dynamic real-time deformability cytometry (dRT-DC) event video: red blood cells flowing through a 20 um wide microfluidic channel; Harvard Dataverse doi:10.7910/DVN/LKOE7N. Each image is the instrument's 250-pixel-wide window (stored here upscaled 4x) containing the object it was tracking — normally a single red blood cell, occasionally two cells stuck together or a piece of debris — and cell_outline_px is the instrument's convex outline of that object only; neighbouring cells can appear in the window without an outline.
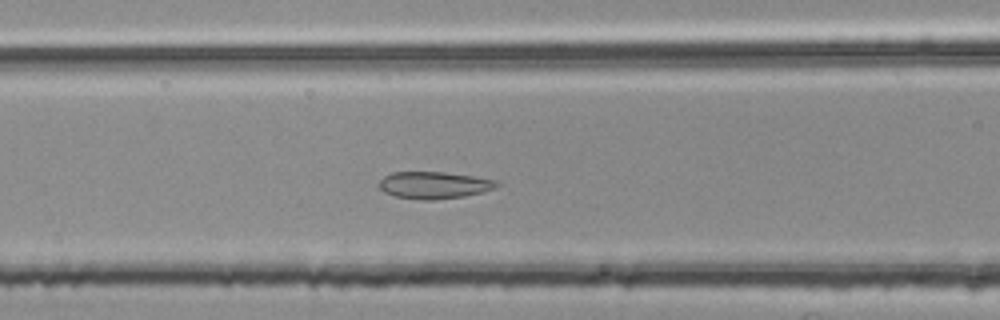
{"species": "common noctule bat (a hibernating species)", "species_latin": "Nyctalus noctula", "temperature_condition": "room temperature", "stored_images_in_passage": 50, "segment_of_instrument_passage": [2, 2], "camera_frame_rate_fps": 3000, "um_per_image_px": 0.085, "animal": {"sex": "female", "body_mass_g": 25.1}, "frame": {"image": 1, "passage_image": 20, "time_ms": 6.333, "image_size_px": [1000, 320], "cell_outline_px": [[500, 184], [496, 188], [484, 192], [464, 196], [432, 200], [420, 200], [396, 196], [384, 192], [380, 188], [380, 180], [384, 176], [392, 172], [444, 172], [472, 176], [496, 180]], "centroid_in_image_um": [36.92, 15.74], "position_along_channel_um": 129.7, "area_um2": 18.5}}
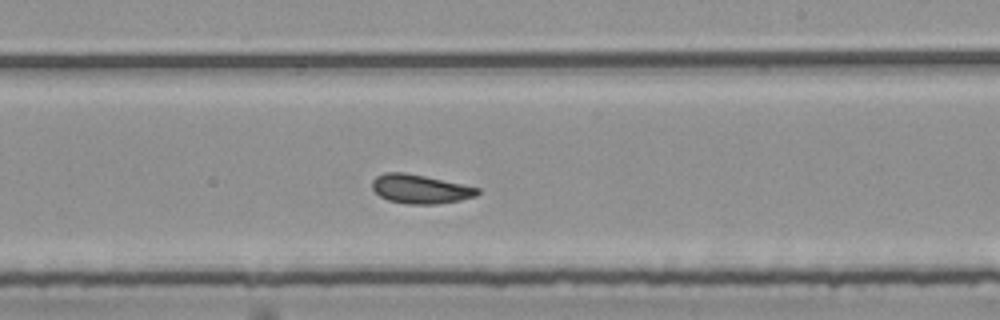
{"frame": {"image": 2, "passage_image": 30, "time_ms": 9.667, "image_size_px": [1000, 320], "cell_outline_px": [[480, 192], [476, 196], [460, 200], [436, 204], [408, 204], [388, 200], [380, 196], [372, 188], [372, 180], [376, 176], [384, 172], [404, 172], [424, 176], [480, 188]], "centroid_in_image_um": [35.7, 16.06], "position_along_channel_um": 253.3, "area_um2": 17.69}}
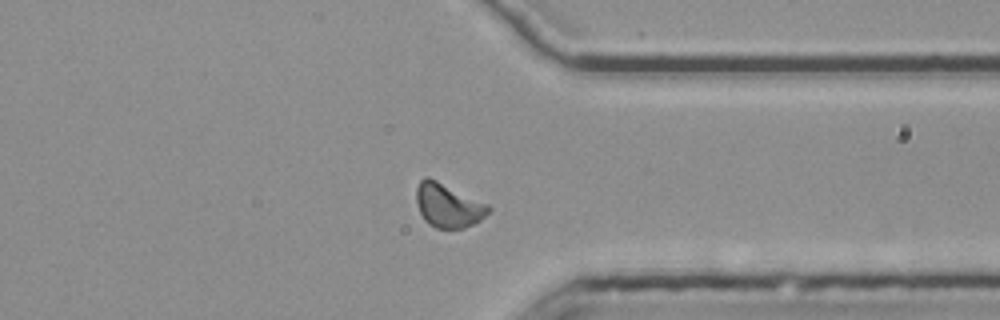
{"frame": {"image": 3, "passage_image": 40, "time_ms": 13.0, "image_size_px": [1000, 320], "cell_outline_px": [[492, 208], [480, 220], [464, 228], [436, 228], [428, 224], [424, 220], [420, 212], [416, 200], [416, 188], [420, 180], [424, 176], [428, 176], [488, 204]], "centroid_in_image_um": [38.06, 17.45], "position_along_channel_um": 373.3, "area_um2": 18.38}}